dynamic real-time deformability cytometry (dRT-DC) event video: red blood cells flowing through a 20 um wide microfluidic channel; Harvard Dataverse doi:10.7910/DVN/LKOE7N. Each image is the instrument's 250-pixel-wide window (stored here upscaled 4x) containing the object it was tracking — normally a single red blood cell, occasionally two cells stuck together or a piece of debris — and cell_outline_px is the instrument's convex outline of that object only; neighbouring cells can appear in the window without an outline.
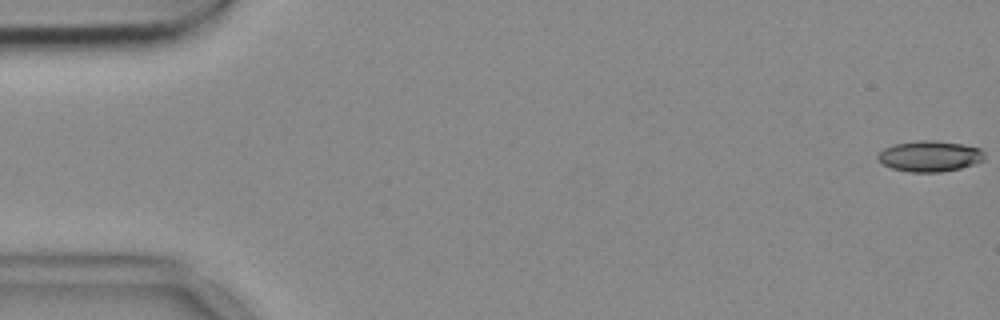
{"species": "common noctule bat (a hibernating species)", "species_latin": "Nyctalus noctula", "temperature_condition": "cold", "stored_images_in_passage": 15, "camera_frame_rate_fps": 3000, "um_per_image_px": 0.085, "animal": {"sex": "female", "body_mass_g": 18.4}, "frame": {"image": 1, "passage_image": 1, "time_ms": 0.0, "image_size_px": [1000, 320], "cell_outline_px": [[984, 160], [960, 168], [940, 172], [908, 172], [892, 168], [876, 160], [876, 156], [884, 148], [892, 144], [916, 140], [936, 140], [964, 144], [980, 148], [984, 152]], "centroid_in_image_um": [79.0, 13.26], "position_along_channel_um": 6.0, "area_um2": 19.36}}
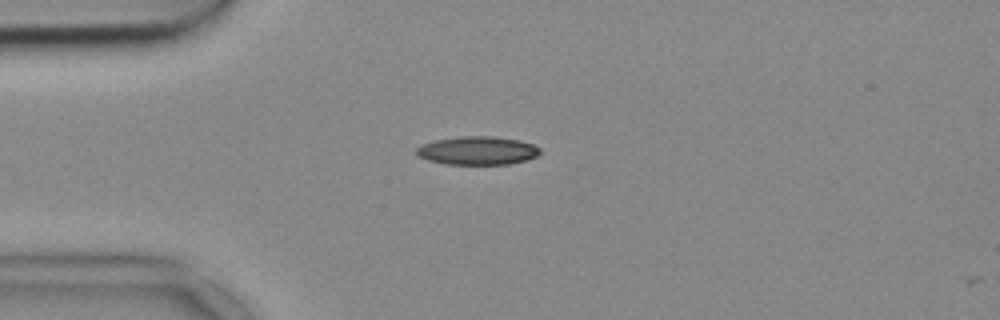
{"frame": {"image": 2, "passage_image": 14, "time_ms": 4.333, "image_size_px": [1000, 320], "cell_outline_px": [[540, 152], [536, 156], [528, 160], [508, 164], [444, 164], [428, 160], [420, 156], [416, 152], [416, 148], [420, 144], [436, 140], [460, 136], [492, 136], [520, 140], [532, 144], [540, 148]], "centroid_in_image_um": [40.59, 12.8], "position_along_channel_um": 44.4, "area_um2": 20.46}}